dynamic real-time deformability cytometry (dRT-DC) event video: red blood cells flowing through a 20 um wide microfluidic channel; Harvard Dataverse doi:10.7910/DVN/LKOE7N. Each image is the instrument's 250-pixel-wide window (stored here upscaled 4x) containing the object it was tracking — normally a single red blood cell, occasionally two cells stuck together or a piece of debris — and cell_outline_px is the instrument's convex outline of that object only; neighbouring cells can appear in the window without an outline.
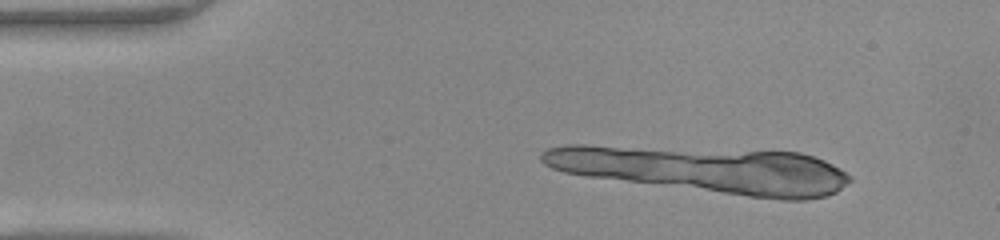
{"species": "common noctule bat (a hibernating species)", "species_latin": "Nyctalus noctula", "temperature_condition": "warm", "stored_images_in_passage": 2, "camera_frame_rate_fps": 3000, "um_per_image_px": 0.085, "animal": {"sex": "female", "body_mass_g": 22.0, "forearm_length_mm": 56.7}, "frame": {"image": 1, "passage_image": 2, "time_ms": 0.333, "image_size_px": [1000, 240], "cell_outline_px": [[844, 180], [840, 180], [700, 164], [692, 160], [756, 152], [792, 152], [808, 156], [820, 160], [836, 168], [844, 176]], "centroid_in_image_um": [66.05, 13.95], "position_along_channel_um": 19.0, "area_um2": 16.47}}